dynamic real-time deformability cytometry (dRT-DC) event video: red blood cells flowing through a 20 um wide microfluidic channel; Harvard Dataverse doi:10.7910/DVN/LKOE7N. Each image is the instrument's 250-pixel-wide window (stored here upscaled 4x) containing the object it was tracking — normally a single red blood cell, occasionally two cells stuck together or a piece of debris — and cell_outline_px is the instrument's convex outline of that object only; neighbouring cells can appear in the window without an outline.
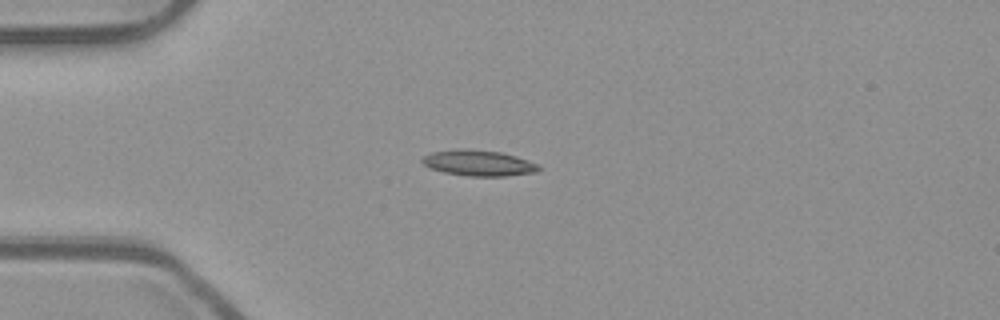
{"species": "common noctule bat (a hibernating species)", "species_latin": "Nyctalus noctula", "temperature_condition": "room temperature", "stored_images_in_passage": 53, "camera_frame_rate_fps": 3000, "um_per_image_px": 0.085, "animal": {"sex": "male", "body_mass_g": 23.1, "forearm_length_mm": 52.7}, "frame": {"image": 1, "passage_image": 14, "time_ms": 4.333, "image_size_px": [1000, 320], "cell_outline_px": [[540, 168], [536, 172], [504, 176], [468, 176], [444, 172], [432, 168], [424, 164], [420, 160], [424, 156], [432, 152], [460, 148], [464, 148], [500, 152], [516, 156], [536, 164]], "centroid_in_image_um": [40.65, 13.85], "position_along_channel_um": 44.4, "area_um2": 17.28}}
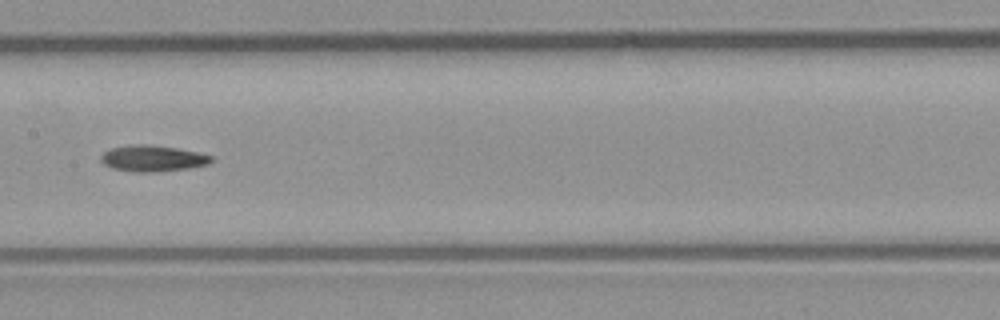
{"frame": {"image": 2, "passage_image": 27, "time_ms": 8.667, "image_size_px": [1000, 320], "cell_outline_px": [[212, 160], [208, 164], [188, 168], [156, 172], [132, 172], [112, 168], [104, 164], [100, 160], [100, 156], [104, 152], [112, 148], [136, 144], [144, 144], [176, 148], [196, 152], [212, 156]], "centroid_in_image_um": [12.94, 13.47], "position_along_channel_um": 194.5, "area_um2": 16.65}}
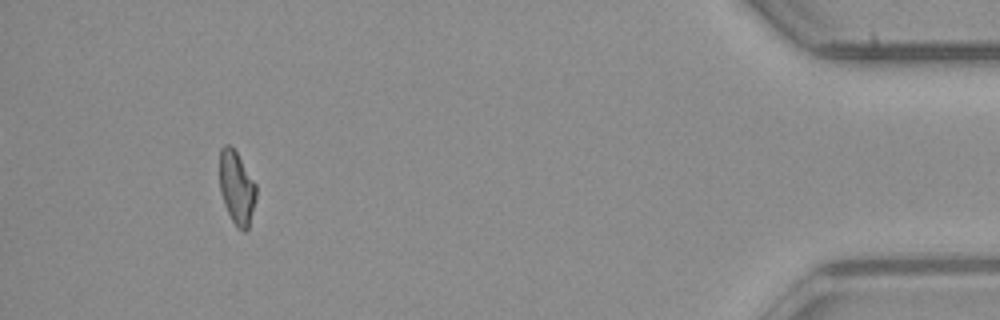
{"frame": {"image": 3, "passage_image": 49, "time_ms": 16.0, "image_size_px": [1000, 320], "cell_outline_px": [[256, 196], [248, 228], [244, 232], [232, 220], [224, 204], [220, 192], [220, 148], [224, 144], [228, 144], [236, 152], [256, 184]], "centroid_in_image_um": [20.11, 15.93], "position_along_channel_um": 415.1, "area_um2": 15.26}}